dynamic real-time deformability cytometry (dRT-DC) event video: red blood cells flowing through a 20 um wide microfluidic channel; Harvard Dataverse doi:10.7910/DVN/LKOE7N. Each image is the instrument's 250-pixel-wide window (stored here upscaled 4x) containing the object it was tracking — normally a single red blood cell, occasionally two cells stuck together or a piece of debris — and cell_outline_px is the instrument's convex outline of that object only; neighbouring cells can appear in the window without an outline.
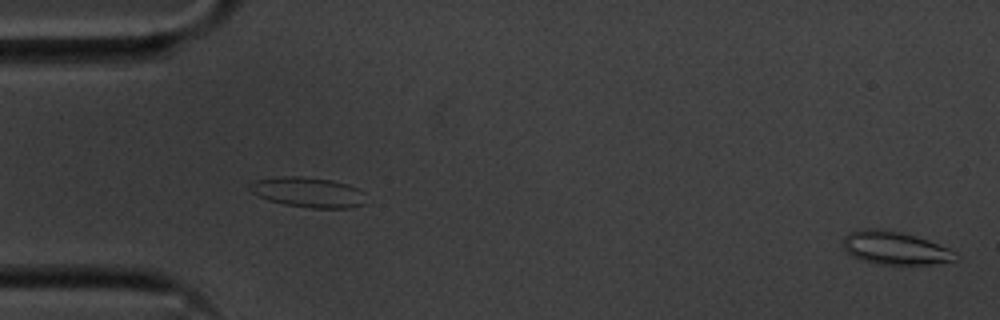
{"species": "common noctule bat (a hibernating species)", "species_latin": "Nyctalus noctula", "temperature_condition": "cold", "stored_images_in_passage": 55, "camera_frame_rate_fps": 3000, "um_per_image_px": 0.085, "animal": {"sex": "male", "body_mass_g": 20.1, "forearm_length_mm": 53.5}, "frame": {"image": 1, "passage_image": 1, "time_ms": 0.0, "image_size_px": [1000, 320], "cell_outline_px": [[960, 256], [956, 260], [928, 264], [876, 264], [860, 260], [852, 256], [844, 248], [844, 236], [848, 232], [864, 228], [876, 228], [900, 232], [928, 240], [948, 248], [956, 252]], "centroid_in_image_um": [76.06, 21.08], "position_along_channel_um": 8.9, "area_um2": 21.62}}
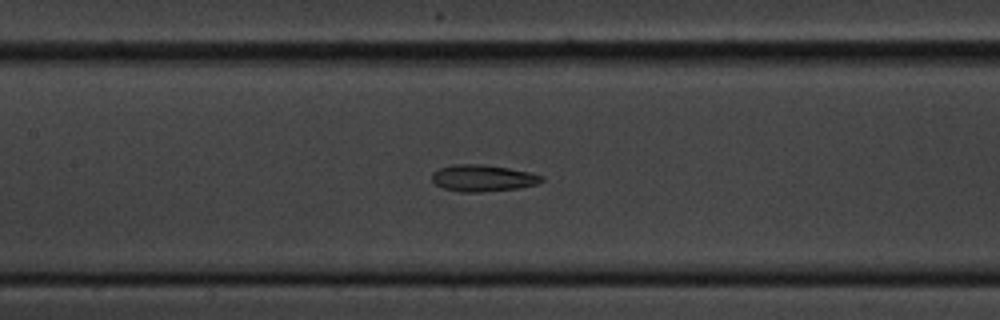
{"frame": {"image": 2, "passage_image": 25, "time_ms": 8.0, "image_size_px": [1000, 320], "cell_outline_px": [[544, 180], [536, 184], [516, 188], [480, 192], [460, 192], [444, 188], [436, 184], [432, 180], [432, 172], [440, 168], [456, 164], [480, 164], [508, 168], [528, 172], [544, 176]], "centroid_in_image_um": [41.02, 15.14], "position_along_channel_um": 166.4, "area_um2": 16.82}}
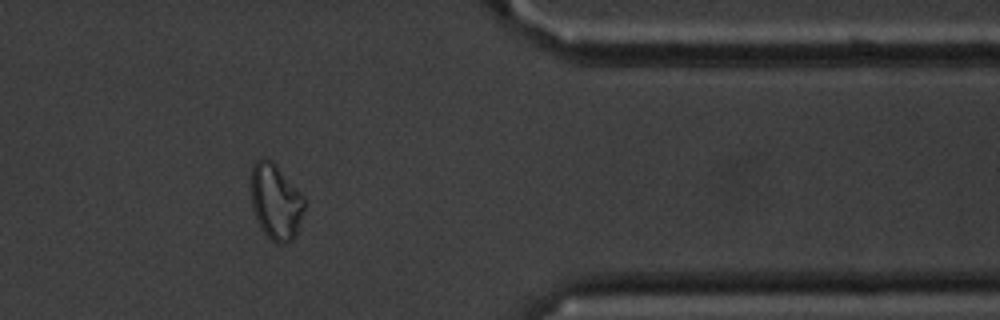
{"frame": {"image": 3, "passage_image": 45, "time_ms": 14.667, "image_size_px": [1000, 320], "cell_outline_px": [[304, 208], [296, 236], [292, 240], [284, 244], [276, 244], [264, 232], [256, 220], [252, 208], [252, 164], [256, 160], [264, 156], [272, 160], [304, 196]], "centroid_in_image_um": [23.44, 17.14], "position_along_channel_um": 388.0, "area_um2": 23.58}, "authors_computed_cell_mechanics": {"area_um2": 18.9006, "velocity_mm_per_s": 3.6046, "shape_relaxation_time_tau1_ms": null, "shape_relaxation_time_tau2_ms": 2.481, "deformation_change_tau1": null, "deformation_change_tau2": 0.0929}}